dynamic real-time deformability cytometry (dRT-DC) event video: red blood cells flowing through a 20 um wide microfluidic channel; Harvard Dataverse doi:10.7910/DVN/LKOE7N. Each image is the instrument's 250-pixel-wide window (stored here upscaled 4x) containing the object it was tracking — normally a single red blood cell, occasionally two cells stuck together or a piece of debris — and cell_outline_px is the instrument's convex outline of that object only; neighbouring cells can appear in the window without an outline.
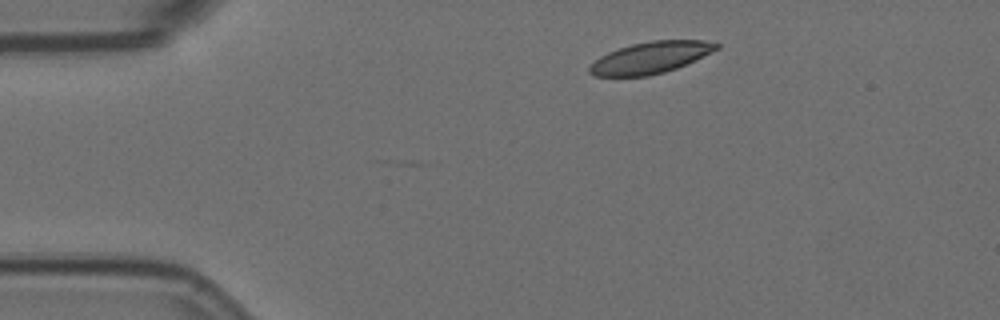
{"species": "Egyptian fruit bat (a non-hibernating species)", "species_latin": "Rousettus aegyptiacus", "temperature_condition": "room temperature", "stored_images_in_passage": 4, "camera_frame_rate_fps": 3000, "um_per_image_px": 0.085, "animal": {"sex": "female"}, "frame": {"image": 1, "passage_image": 1, "time_ms": 0.0, "image_size_px": [1000, 320], "cell_outline_px": [[720, 48], [696, 60], [676, 68], [664, 72], [648, 76], [596, 76], [588, 72], [588, 68], [600, 56], [608, 52], [632, 44], [652, 40], [704, 40], [720, 44]], "centroid_in_image_um": [55.32, 4.89], "position_along_channel_um": 29.7, "area_um2": 23.29}}
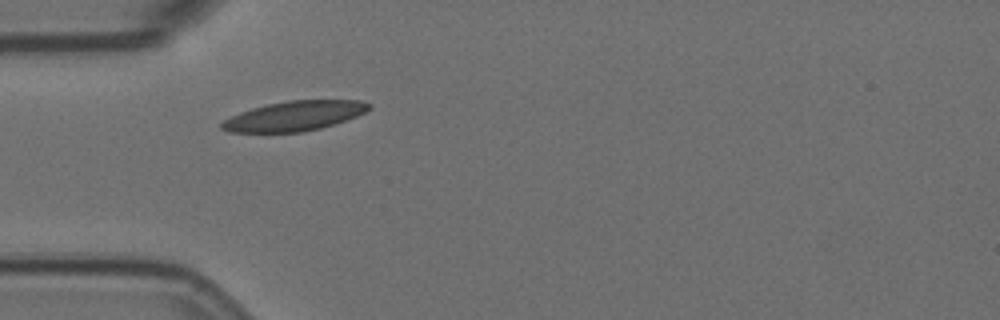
{"frame": {"image": 2, "passage_image": 3, "time_ms": 0.667, "image_size_px": [1000, 320], "cell_outline_px": [[372, 108], [356, 116], [320, 128], [300, 132], [228, 132], [220, 128], [220, 124], [224, 120], [240, 112], [252, 108], [268, 104], [288, 100], [360, 100], [372, 104]], "centroid_in_image_um": [25.01, 9.85], "position_along_channel_um": 60.0, "area_um2": 25.32}}
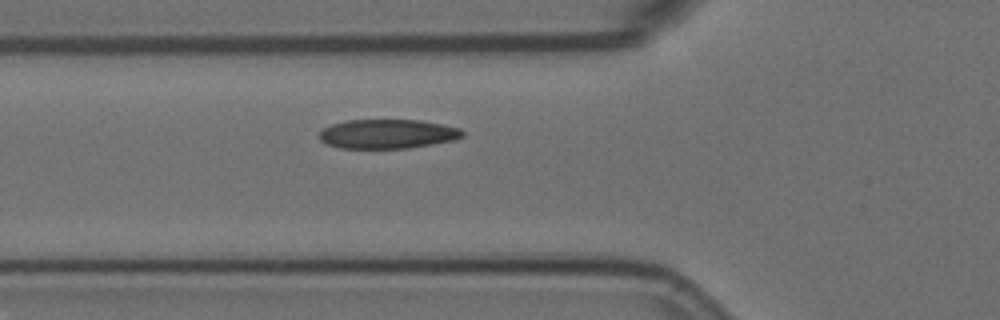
{"frame": {"image": 3, "passage_image": 4, "time_ms": 1.0, "image_size_px": [1000, 320], "cell_outline_px": [[464, 136], [456, 140], [408, 148], [340, 148], [328, 144], [320, 140], [320, 132], [324, 128], [332, 124], [344, 120], [420, 120], [460, 128], [464, 132]], "centroid_in_image_um": [32.96, 11.38], "position_along_channel_um": 92.8, "area_um2": 24.39}}